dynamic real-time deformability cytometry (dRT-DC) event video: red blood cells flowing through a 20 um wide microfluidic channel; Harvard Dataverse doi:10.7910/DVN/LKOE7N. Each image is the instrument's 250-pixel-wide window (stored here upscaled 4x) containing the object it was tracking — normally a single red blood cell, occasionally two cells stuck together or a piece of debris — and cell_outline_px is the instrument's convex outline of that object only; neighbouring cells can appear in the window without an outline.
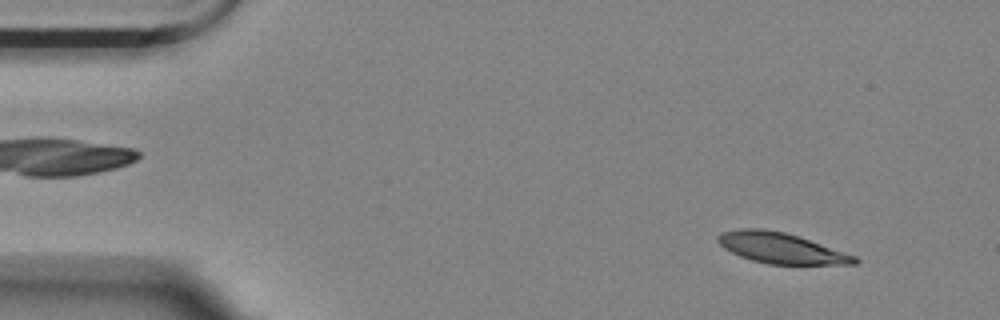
{"species": "Egyptian fruit bat (a non-hibernating species)", "species_latin": "Rousettus aegyptiacus", "temperature_condition": "room temperature", "stored_images_in_passage": 19, "camera_frame_rate_fps": 3000, "um_per_image_px": 0.085, "animal": {"sex": "female"}, "frame": {"image": 1, "passage_image": 5, "time_ms": 1.333, "image_size_px": [1000, 320], "cell_outline_px": [[860, 260], [856, 264], [768, 264], [752, 260], [740, 256], [724, 248], [716, 240], [716, 236], [720, 232], [740, 228], [764, 228], [784, 232], [800, 236], [856, 256]], "centroid_in_image_um": [66.37, 21.07], "position_along_channel_um": 18.6, "area_um2": 24.51}}
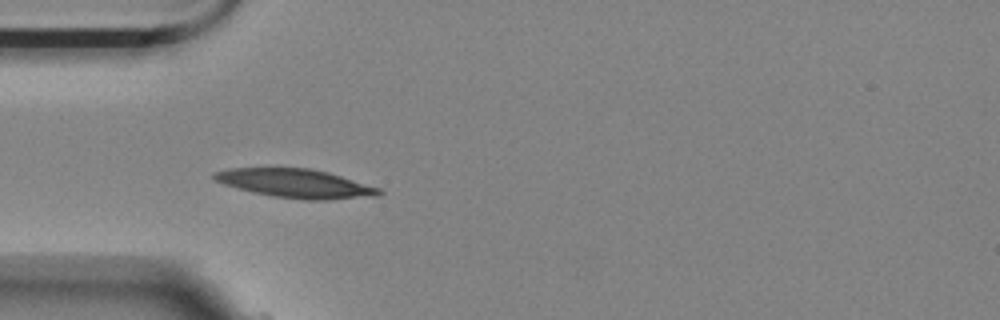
{"frame": {"image": 2, "passage_image": 16, "time_ms": 5.0, "image_size_px": [1000, 320], "cell_outline_px": [[384, 192], [380, 196], [328, 200], [304, 200], [272, 196], [252, 192], [224, 184], [212, 180], [212, 172], [228, 168], [308, 168], [328, 172], [380, 188]], "centroid_in_image_um": [25.12, 15.6], "position_along_channel_um": 59.9, "area_um2": 27.86}}